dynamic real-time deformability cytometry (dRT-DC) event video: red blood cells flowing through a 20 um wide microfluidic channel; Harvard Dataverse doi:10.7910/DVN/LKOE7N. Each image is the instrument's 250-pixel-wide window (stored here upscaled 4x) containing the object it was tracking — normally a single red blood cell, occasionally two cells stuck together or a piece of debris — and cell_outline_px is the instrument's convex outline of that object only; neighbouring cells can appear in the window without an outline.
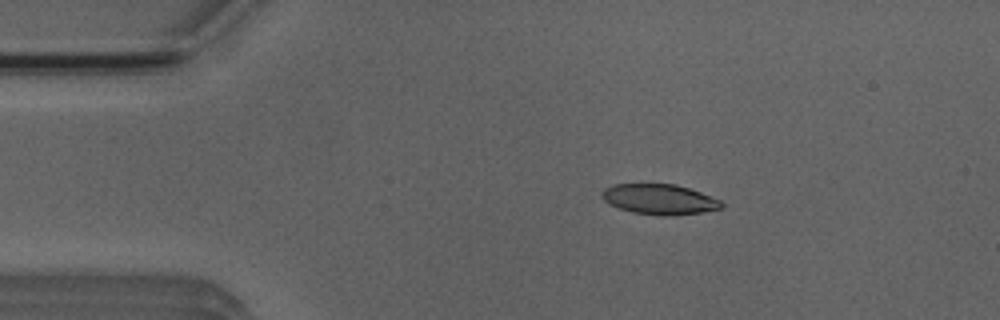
{"species": "Egyptian fruit bat (a non-hibernating species)", "species_latin": "Rousettus aegyptiacus", "temperature_condition": "room temperature", "stored_images_in_passage": 5, "camera_frame_rate_fps": 3000, "um_per_image_px": 0.085, "animal": {"sex": "male"}, "frame": {"image": 1, "passage_image": 2, "time_ms": 1.333, "image_size_px": [1000, 320], "cell_outline_px": [[724, 208], [700, 212], [668, 216], [664, 216], [632, 212], [608, 204], [600, 196], [600, 192], [604, 188], [612, 184], [676, 184], [700, 192], [720, 200], [724, 204]], "centroid_in_image_um": [56.02, 16.93], "position_along_channel_um": 29.0, "area_um2": 21.15}}
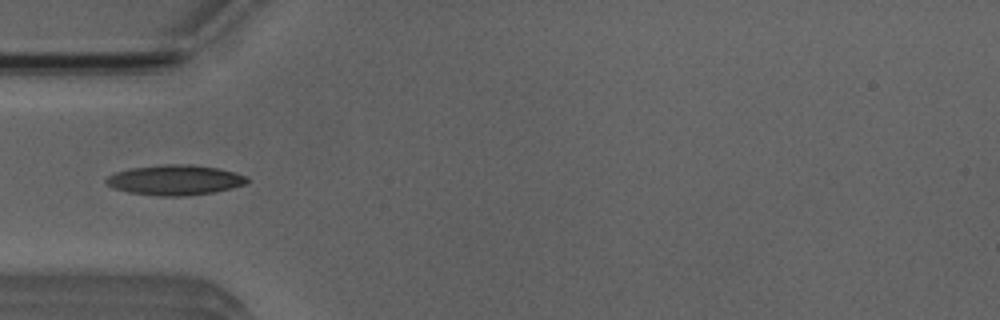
{"frame": {"image": 2, "passage_image": 4, "time_ms": 3.667, "image_size_px": [1000, 320], "cell_outline_px": [[252, 180], [244, 184], [232, 188], [216, 192], [184, 196], [160, 196], [128, 192], [116, 188], [108, 184], [104, 180], [108, 176], [116, 172], [128, 168], [164, 164], [192, 164], [216, 168], [236, 172]], "centroid_in_image_um": [14.9, 15.29], "position_along_channel_um": 70.1, "area_um2": 24.8}}